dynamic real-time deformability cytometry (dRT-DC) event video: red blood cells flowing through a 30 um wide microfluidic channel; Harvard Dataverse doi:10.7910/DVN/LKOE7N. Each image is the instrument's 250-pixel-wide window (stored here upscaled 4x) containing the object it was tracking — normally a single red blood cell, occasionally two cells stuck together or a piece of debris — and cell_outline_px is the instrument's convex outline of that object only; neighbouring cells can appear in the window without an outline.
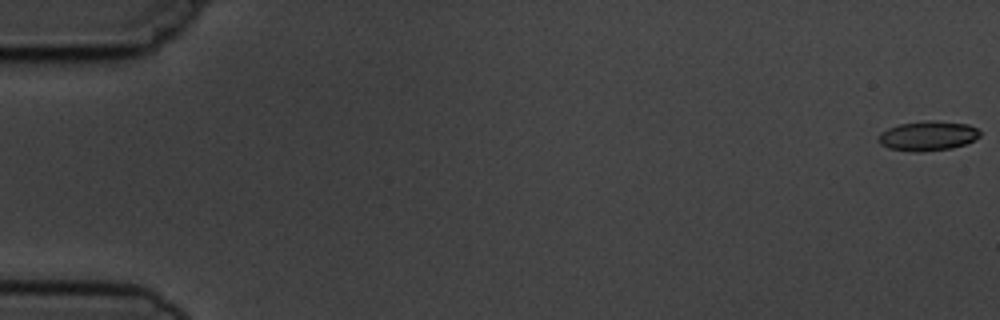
{"species": "common noctule bat (a hibernating species)", "species_latin": "Nyctalus noctula", "temperature_condition": "cold", "stored_images_in_passage": 7, "camera_frame_rate_fps": 3000, "um_per_image_px": 0.085, "animal": {"sex": "male", "body_mass_g": 19.5, "forearm_length_mm": 54.6}, "frame": {"image": 1, "passage_image": 1, "time_ms": 0.0, "image_size_px": [1000, 320], "cell_outline_px": [[980, 136], [964, 144], [952, 148], [920, 152], [916, 152], [888, 148], [880, 144], [880, 132], [888, 128], [900, 124], [968, 124], [976, 128], [980, 132]], "centroid_in_image_um": [78.84, 11.62], "position_along_channel_um": 6.2, "area_um2": 16.3}}
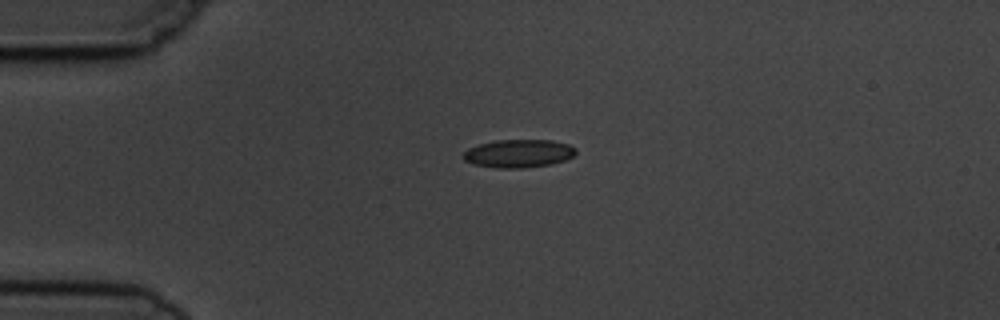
{"frame": {"image": 2, "passage_image": 5, "time_ms": 4.333, "image_size_px": [1000, 320], "cell_outline_px": [[576, 152], [572, 156], [564, 160], [552, 164], [524, 168], [496, 168], [472, 164], [464, 160], [464, 152], [468, 148], [480, 144], [496, 140], [552, 140], [568, 144], [576, 148]], "centroid_in_image_um": [44.07, 13.05], "position_along_channel_um": 40.9, "area_um2": 18.44}}
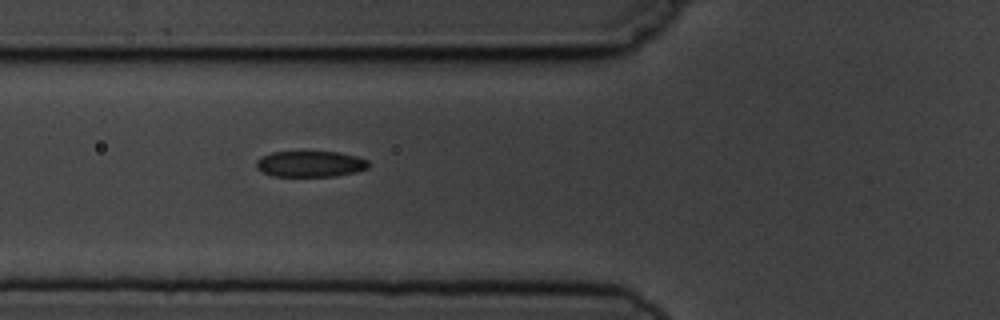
{"frame": {"image": 3, "passage_image": 7, "time_ms": 6.667, "image_size_px": [1000, 320], "cell_outline_px": [[368, 168], [356, 172], [336, 176], [272, 176], [256, 168], [256, 160], [260, 156], [272, 152], [340, 152], [356, 156], [368, 160]], "centroid_in_image_um": [26.36, 13.93], "position_along_channel_um": 99.4, "area_um2": 17.05}}